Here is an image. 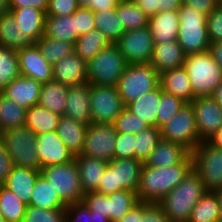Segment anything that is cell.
I'll list each match as a JSON object with an SVG mask.
<instances>
[{"label":"cell","mask_w":222,"mask_h":222,"mask_svg":"<svg viewBox=\"0 0 222 222\" xmlns=\"http://www.w3.org/2000/svg\"><path fill=\"white\" fill-rule=\"evenodd\" d=\"M192 170V157L189 154L180 164L167 167L143 165L137 198L139 202L157 204L174 189Z\"/></svg>","instance_id":"cell-1"},{"label":"cell","mask_w":222,"mask_h":222,"mask_svg":"<svg viewBox=\"0 0 222 222\" xmlns=\"http://www.w3.org/2000/svg\"><path fill=\"white\" fill-rule=\"evenodd\" d=\"M206 192L200 176L192 169L157 205L170 222H188L192 209Z\"/></svg>","instance_id":"cell-2"},{"label":"cell","mask_w":222,"mask_h":222,"mask_svg":"<svg viewBox=\"0 0 222 222\" xmlns=\"http://www.w3.org/2000/svg\"><path fill=\"white\" fill-rule=\"evenodd\" d=\"M184 67L195 97L211 96L222 82V69L209 51L187 54Z\"/></svg>","instance_id":"cell-3"},{"label":"cell","mask_w":222,"mask_h":222,"mask_svg":"<svg viewBox=\"0 0 222 222\" xmlns=\"http://www.w3.org/2000/svg\"><path fill=\"white\" fill-rule=\"evenodd\" d=\"M179 31L177 41L187 54L209 50L210 41L207 32V15L201 14L184 4L178 9Z\"/></svg>","instance_id":"cell-4"},{"label":"cell","mask_w":222,"mask_h":222,"mask_svg":"<svg viewBox=\"0 0 222 222\" xmlns=\"http://www.w3.org/2000/svg\"><path fill=\"white\" fill-rule=\"evenodd\" d=\"M127 65L118 46L111 43L87 62L88 83L117 86Z\"/></svg>","instance_id":"cell-5"},{"label":"cell","mask_w":222,"mask_h":222,"mask_svg":"<svg viewBox=\"0 0 222 222\" xmlns=\"http://www.w3.org/2000/svg\"><path fill=\"white\" fill-rule=\"evenodd\" d=\"M160 74L150 63L128 64L117 84L125 106L159 87Z\"/></svg>","instance_id":"cell-6"},{"label":"cell","mask_w":222,"mask_h":222,"mask_svg":"<svg viewBox=\"0 0 222 222\" xmlns=\"http://www.w3.org/2000/svg\"><path fill=\"white\" fill-rule=\"evenodd\" d=\"M12 163L18 167L39 170L37 136L25 125L0 133Z\"/></svg>","instance_id":"cell-7"},{"label":"cell","mask_w":222,"mask_h":222,"mask_svg":"<svg viewBox=\"0 0 222 222\" xmlns=\"http://www.w3.org/2000/svg\"><path fill=\"white\" fill-rule=\"evenodd\" d=\"M190 155L192 169L200 176L207 192L222 190V149L202 141Z\"/></svg>","instance_id":"cell-8"},{"label":"cell","mask_w":222,"mask_h":222,"mask_svg":"<svg viewBox=\"0 0 222 222\" xmlns=\"http://www.w3.org/2000/svg\"><path fill=\"white\" fill-rule=\"evenodd\" d=\"M40 171L66 205L83 201L85 194L81 189L75 159L62 165L43 167Z\"/></svg>","instance_id":"cell-9"},{"label":"cell","mask_w":222,"mask_h":222,"mask_svg":"<svg viewBox=\"0 0 222 222\" xmlns=\"http://www.w3.org/2000/svg\"><path fill=\"white\" fill-rule=\"evenodd\" d=\"M160 129L162 140L182 144L190 152L201 143L191 103H185L171 121Z\"/></svg>","instance_id":"cell-10"},{"label":"cell","mask_w":222,"mask_h":222,"mask_svg":"<svg viewBox=\"0 0 222 222\" xmlns=\"http://www.w3.org/2000/svg\"><path fill=\"white\" fill-rule=\"evenodd\" d=\"M92 123L113 124L126 107L117 86L90 84Z\"/></svg>","instance_id":"cell-11"},{"label":"cell","mask_w":222,"mask_h":222,"mask_svg":"<svg viewBox=\"0 0 222 222\" xmlns=\"http://www.w3.org/2000/svg\"><path fill=\"white\" fill-rule=\"evenodd\" d=\"M117 141L113 124L90 123L87 126L82 156L111 161Z\"/></svg>","instance_id":"cell-12"},{"label":"cell","mask_w":222,"mask_h":222,"mask_svg":"<svg viewBox=\"0 0 222 222\" xmlns=\"http://www.w3.org/2000/svg\"><path fill=\"white\" fill-rule=\"evenodd\" d=\"M115 44L128 64L150 63L155 45L148 26L125 31Z\"/></svg>","instance_id":"cell-13"},{"label":"cell","mask_w":222,"mask_h":222,"mask_svg":"<svg viewBox=\"0 0 222 222\" xmlns=\"http://www.w3.org/2000/svg\"><path fill=\"white\" fill-rule=\"evenodd\" d=\"M199 140L208 141L222 127V106L212 96H198L191 102Z\"/></svg>","instance_id":"cell-14"},{"label":"cell","mask_w":222,"mask_h":222,"mask_svg":"<svg viewBox=\"0 0 222 222\" xmlns=\"http://www.w3.org/2000/svg\"><path fill=\"white\" fill-rule=\"evenodd\" d=\"M17 57L21 76L41 84L53 81V66L42 56L36 43L17 50Z\"/></svg>","instance_id":"cell-15"},{"label":"cell","mask_w":222,"mask_h":222,"mask_svg":"<svg viewBox=\"0 0 222 222\" xmlns=\"http://www.w3.org/2000/svg\"><path fill=\"white\" fill-rule=\"evenodd\" d=\"M36 136L39 170L46 166L62 165L74 160L75 156L65 146L56 131Z\"/></svg>","instance_id":"cell-16"},{"label":"cell","mask_w":222,"mask_h":222,"mask_svg":"<svg viewBox=\"0 0 222 222\" xmlns=\"http://www.w3.org/2000/svg\"><path fill=\"white\" fill-rule=\"evenodd\" d=\"M53 80L67 86L88 83L87 62L72 52L53 66Z\"/></svg>","instance_id":"cell-17"},{"label":"cell","mask_w":222,"mask_h":222,"mask_svg":"<svg viewBox=\"0 0 222 222\" xmlns=\"http://www.w3.org/2000/svg\"><path fill=\"white\" fill-rule=\"evenodd\" d=\"M64 115L87 126L92 123L90 83L69 86Z\"/></svg>","instance_id":"cell-18"},{"label":"cell","mask_w":222,"mask_h":222,"mask_svg":"<svg viewBox=\"0 0 222 222\" xmlns=\"http://www.w3.org/2000/svg\"><path fill=\"white\" fill-rule=\"evenodd\" d=\"M42 84L35 79L19 76L0 92L19 106L29 109L38 104Z\"/></svg>","instance_id":"cell-19"},{"label":"cell","mask_w":222,"mask_h":222,"mask_svg":"<svg viewBox=\"0 0 222 222\" xmlns=\"http://www.w3.org/2000/svg\"><path fill=\"white\" fill-rule=\"evenodd\" d=\"M159 86L165 93L172 94L185 103H191L195 98L187 70L184 66L161 73Z\"/></svg>","instance_id":"cell-20"},{"label":"cell","mask_w":222,"mask_h":222,"mask_svg":"<svg viewBox=\"0 0 222 222\" xmlns=\"http://www.w3.org/2000/svg\"><path fill=\"white\" fill-rule=\"evenodd\" d=\"M40 174V170L14 165L8 178L2 185L13 191L26 205H29L32 191Z\"/></svg>","instance_id":"cell-21"},{"label":"cell","mask_w":222,"mask_h":222,"mask_svg":"<svg viewBox=\"0 0 222 222\" xmlns=\"http://www.w3.org/2000/svg\"><path fill=\"white\" fill-rule=\"evenodd\" d=\"M186 54L177 40L154 45L150 64L159 74L184 66Z\"/></svg>","instance_id":"cell-22"},{"label":"cell","mask_w":222,"mask_h":222,"mask_svg":"<svg viewBox=\"0 0 222 222\" xmlns=\"http://www.w3.org/2000/svg\"><path fill=\"white\" fill-rule=\"evenodd\" d=\"M179 13L174 11H160L148 18V27L154 44L177 40L179 31Z\"/></svg>","instance_id":"cell-23"},{"label":"cell","mask_w":222,"mask_h":222,"mask_svg":"<svg viewBox=\"0 0 222 222\" xmlns=\"http://www.w3.org/2000/svg\"><path fill=\"white\" fill-rule=\"evenodd\" d=\"M190 151L182 144L161 140L143 165L152 167H167L180 164Z\"/></svg>","instance_id":"cell-24"},{"label":"cell","mask_w":222,"mask_h":222,"mask_svg":"<svg viewBox=\"0 0 222 222\" xmlns=\"http://www.w3.org/2000/svg\"><path fill=\"white\" fill-rule=\"evenodd\" d=\"M87 125L65 115L61 116L56 132L65 146L76 156L83 152Z\"/></svg>","instance_id":"cell-25"},{"label":"cell","mask_w":222,"mask_h":222,"mask_svg":"<svg viewBox=\"0 0 222 222\" xmlns=\"http://www.w3.org/2000/svg\"><path fill=\"white\" fill-rule=\"evenodd\" d=\"M108 164L115 169L116 186L137 193L144 163L138 159H112Z\"/></svg>","instance_id":"cell-26"},{"label":"cell","mask_w":222,"mask_h":222,"mask_svg":"<svg viewBox=\"0 0 222 222\" xmlns=\"http://www.w3.org/2000/svg\"><path fill=\"white\" fill-rule=\"evenodd\" d=\"M74 159L79 170L80 185L84 194L97 191L108 161L82 155H76Z\"/></svg>","instance_id":"cell-27"},{"label":"cell","mask_w":222,"mask_h":222,"mask_svg":"<svg viewBox=\"0 0 222 222\" xmlns=\"http://www.w3.org/2000/svg\"><path fill=\"white\" fill-rule=\"evenodd\" d=\"M35 41L26 33L21 31L12 13L0 15V47L19 50L26 46L34 45Z\"/></svg>","instance_id":"cell-28"},{"label":"cell","mask_w":222,"mask_h":222,"mask_svg":"<svg viewBox=\"0 0 222 222\" xmlns=\"http://www.w3.org/2000/svg\"><path fill=\"white\" fill-rule=\"evenodd\" d=\"M17 27L35 42L44 35L46 14L33 7L10 8Z\"/></svg>","instance_id":"cell-29"},{"label":"cell","mask_w":222,"mask_h":222,"mask_svg":"<svg viewBox=\"0 0 222 222\" xmlns=\"http://www.w3.org/2000/svg\"><path fill=\"white\" fill-rule=\"evenodd\" d=\"M44 36L75 44L78 39L76 30V17L68 16H46Z\"/></svg>","instance_id":"cell-30"},{"label":"cell","mask_w":222,"mask_h":222,"mask_svg":"<svg viewBox=\"0 0 222 222\" xmlns=\"http://www.w3.org/2000/svg\"><path fill=\"white\" fill-rule=\"evenodd\" d=\"M161 87L143 94L126 107L149 126L157 127V111L159 109Z\"/></svg>","instance_id":"cell-31"},{"label":"cell","mask_w":222,"mask_h":222,"mask_svg":"<svg viewBox=\"0 0 222 222\" xmlns=\"http://www.w3.org/2000/svg\"><path fill=\"white\" fill-rule=\"evenodd\" d=\"M61 115L51 112L39 104L26 110L25 126L36 135L56 131Z\"/></svg>","instance_id":"cell-32"},{"label":"cell","mask_w":222,"mask_h":222,"mask_svg":"<svg viewBox=\"0 0 222 222\" xmlns=\"http://www.w3.org/2000/svg\"><path fill=\"white\" fill-rule=\"evenodd\" d=\"M29 206L47 210L66 209L67 207L42 174L36 180Z\"/></svg>","instance_id":"cell-33"},{"label":"cell","mask_w":222,"mask_h":222,"mask_svg":"<svg viewBox=\"0 0 222 222\" xmlns=\"http://www.w3.org/2000/svg\"><path fill=\"white\" fill-rule=\"evenodd\" d=\"M69 86L60 82L50 81L42 84L38 104L51 112L64 115L65 101Z\"/></svg>","instance_id":"cell-34"},{"label":"cell","mask_w":222,"mask_h":222,"mask_svg":"<svg viewBox=\"0 0 222 222\" xmlns=\"http://www.w3.org/2000/svg\"><path fill=\"white\" fill-rule=\"evenodd\" d=\"M111 42L98 29L89 31L78 37L74 44V52L82 59L88 62L103 48L109 46Z\"/></svg>","instance_id":"cell-35"},{"label":"cell","mask_w":222,"mask_h":222,"mask_svg":"<svg viewBox=\"0 0 222 222\" xmlns=\"http://www.w3.org/2000/svg\"><path fill=\"white\" fill-rule=\"evenodd\" d=\"M138 202L137 193L130 190L107 195V218L111 222H118Z\"/></svg>","instance_id":"cell-36"},{"label":"cell","mask_w":222,"mask_h":222,"mask_svg":"<svg viewBox=\"0 0 222 222\" xmlns=\"http://www.w3.org/2000/svg\"><path fill=\"white\" fill-rule=\"evenodd\" d=\"M26 110L0 92V133L25 125Z\"/></svg>","instance_id":"cell-37"},{"label":"cell","mask_w":222,"mask_h":222,"mask_svg":"<svg viewBox=\"0 0 222 222\" xmlns=\"http://www.w3.org/2000/svg\"><path fill=\"white\" fill-rule=\"evenodd\" d=\"M219 215L217 192H206L192 209L188 222H219Z\"/></svg>","instance_id":"cell-38"},{"label":"cell","mask_w":222,"mask_h":222,"mask_svg":"<svg viewBox=\"0 0 222 222\" xmlns=\"http://www.w3.org/2000/svg\"><path fill=\"white\" fill-rule=\"evenodd\" d=\"M95 28L104 34L111 43H116L125 29L116 9L94 12Z\"/></svg>","instance_id":"cell-39"},{"label":"cell","mask_w":222,"mask_h":222,"mask_svg":"<svg viewBox=\"0 0 222 222\" xmlns=\"http://www.w3.org/2000/svg\"><path fill=\"white\" fill-rule=\"evenodd\" d=\"M116 11L125 31L148 26V17L133 0H120Z\"/></svg>","instance_id":"cell-40"},{"label":"cell","mask_w":222,"mask_h":222,"mask_svg":"<svg viewBox=\"0 0 222 222\" xmlns=\"http://www.w3.org/2000/svg\"><path fill=\"white\" fill-rule=\"evenodd\" d=\"M27 205L11 190L0 185V213L6 222H22Z\"/></svg>","instance_id":"cell-41"},{"label":"cell","mask_w":222,"mask_h":222,"mask_svg":"<svg viewBox=\"0 0 222 222\" xmlns=\"http://www.w3.org/2000/svg\"><path fill=\"white\" fill-rule=\"evenodd\" d=\"M35 43L40 49L42 56L52 66L59 62L63 57H66L74 52V44L49 38L44 35Z\"/></svg>","instance_id":"cell-42"},{"label":"cell","mask_w":222,"mask_h":222,"mask_svg":"<svg viewBox=\"0 0 222 222\" xmlns=\"http://www.w3.org/2000/svg\"><path fill=\"white\" fill-rule=\"evenodd\" d=\"M161 140V129L156 126L141 131L136 135L135 159L144 163Z\"/></svg>","instance_id":"cell-43"},{"label":"cell","mask_w":222,"mask_h":222,"mask_svg":"<svg viewBox=\"0 0 222 222\" xmlns=\"http://www.w3.org/2000/svg\"><path fill=\"white\" fill-rule=\"evenodd\" d=\"M19 76L17 51L0 47V91Z\"/></svg>","instance_id":"cell-44"},{"label":"cell","mask_w":222,"mask_h":222,"mask_svg":"<svg viewBox=\"0 0 222 222\" xmlns=\"http://www.w3.org/2000/svg\"><path fill=\"white\" fill-rule=\"evenodd\" d=\"M184 104L185 102L181 99L176 98L172 94L165 93L161 89L159 109L157 111V128H161L171 121Z\"/></svg>","instance_id":"cell-45"},{"label":"cell","mask_w":222,"mask_h":222,"mask_svg":"<svg viewBox=\"0 0 222 222\" xmlns=\"http://www.w3.org/2000/svg\"><path fill=\"white\" fill-rule=\"evenodd\" d=\"M114 128L117 133L139 134L149 127L142 119L138 118L132 111L125 107L120 115L115 119Z\"/></svg>","instance_id":"cell-46"},{"label":"cell","mask_w":222,"mask_h":222,"mask_svg":"<svg viewBox=\"0 0 222 222\" xmlns=\"http://www.w3.org/2000/svg\"><path fill=\"white\" fill-rule=\"evenodd\" d=\"M22 222H66L65 209L47 210L27 205Z\"/></svg>","instance_id":"cell-47"},{"label":"cell","mask_w":222,"mask_h":222,"mask_svg":"<svg viewBox=\"0 0 222 222\" xmlns=\"http://www.w3.org/2000/svg\"><path fill=\"white\" fill-rule=\"evenodd\" d=\"M66 222H109L105 216L94 214L83 202L67 205Z\"/></svg>","instance_id":"cell-48"},{"label":"cell","mask_w":222,"mask_h":222,"mask_svg":"<svg viewBox=\"0 0 222 222\" xmlns=\"http://www.w3.org/2000/svg\"><path fill=\"white\" fill-rule=\"evenodd\" d=\"M136 135L117 133L114 159H135Z\"/></svg>","instance_id":"cell-49"},{"label":"cell","mask_w":222,"mask_h":222,"mask_svg":"<svg viewBox=\"0 0 222 222\" xmlns=\"http://www.w3.org/2000/svg\"><path fill=\"white\" fill-rule=\"evenodd\" d=\"M207 32L210 42L222 41V4H218L207 16Z\"/></svg>","instance_id":"cell-50"},{"label":"cell","mask_w":222,"mask_h":222,"mask_svg":"<svg viewBox=\"0 0 222 222\" xmlns=\"http://www.w3.org/2000/svg\"><path fill=\"white\" fill-rule=\"evenodd\" d=\"M82 202L94 214H99L107 218V195L97 191L87 192Z\"/></svg>","instance_id":"cell-51"},{"label":"cell","mask_w":222,"mask_h":222,"mask_svg":"<svg viewBox=\"0 0 222 222\" xmlns=\"http://www.w3.org/2000/svg\"><path fill=\"white\" fill-rule=\"evenodd\" d=\"M78 8L77 0H49L46 16H68Z\"/></svg>","instance_id":"cell-52"},{"label":"cell","mask_w":222,"mask_h":222,"mask_svg":"<svg viewBox=\"0 0 222 222\" xmlns=\"http://www.w3.org/2000/svg\"><path fill=\"white\" fill-rule=\"evenodd\" d=\"M73 15L76 17L78 37L95 29L94 12L92 10L79 7Z\"/></svg>","instance_id":"cell-53"},{"label":"cell","mask_w":222,"mask_h":222,"mask_svg":"<svg viewBox=\"0 0 222 222\" xmlns=\"http://www.w3.org/2000/svg\"><path fill=\"white\" fill-rule=\"evenodd\" d=\"M121 190L116 186L115 169L108 164L101 176L97 192L109 195Z\"/></svg>","instance_id":"cell-54"},{"label":"cell","mask_w":222,"mask_h":222,"mask_svg":"<svg viewBox=\"0 0 222 222\" xmlns=\"http://www.w3.org/2000/svg\"><path fill=\"white\" fill-rule=\"evenodd\" d=\"M120 0H77L79 7L88 8L93 12L116 9Z\"/></svg>","instance_id":"cell-55"},{"label":"cell","mask_w":222,"mask_h":222,"mask_svg":"<svg viewBox=\"0 0 222 222\" xmlns=\"http://www.w3.org/2000/svg\"><path fill=\"white\" fill-rule=\"evenodd\" d=\"M13 166L12 159L7 153L5 143L0 137V185L8 178Z\"/></svg>","instance_id":"cell-56"},{"label":"cell","mask_w":222,"mask_h":222,"mask_svg":"<svg viewBox=\"0 0 222 222\" xmlns=\"http://www.w3.org/2000/svg\"><path fill=\"white\" fill-rule=\"evenodd\" d=\"M151 203L138 202L133 208L118 222H141L144 212L151 206Z\"/></svg>","instance_id":"cell-57"},{"label":"cell","mask_w":222,"mask_h":222,"mask_svg":"<svg viewBox=\"0 0 222 222\" xmlns=\"http://www.w3.org/2000/svg\"><path fill=\"white\" fill-rule=\"evenodd\" d=\"M182 3L207 16L219 4L217 0H182Z\"/></svg>","instance_id":"cell-58"},{"label":"cell","mask_w":222,"mask_h":222,"mask_svg":"<svg viewBox=\"0 0 222 222\" xmlns=\"http://www.w3.org/2000/svg\"><path fill=\"white\" fill-rule=\"evenodd\" d=\"M10 8L33 7L46 14L49 0H9Z\"/></svg>","instance_id":"cell-59"},{"label":"cell","mask_w":222,"mask_h":222,"mask_svg":"<svg viewBox=\"0 0 222 222\" xmlns=\"http://www.w3.org/2000/svg\"><path fill=\"white\" fill-rule=\"evenodd\" d=\"M141 222H170V221L164 215L163 210L157 204H152L144 212L143 220Z\"/></svg>","instance_id":"cell-60"},{"label":"cell","mask_w":222,"mask_h":222,"mask_svg":"<svg viewBox=\"0 0 222 222\" xmlns=\"http://www.w3.org/2000/svg\"><path fill=\"white\" fill-rule=\"evenodd\" d=\"M137 6L150 18L160 12V0H133Z\"/></svg>","instance_id":"cell-61"},{"label":"cell","mask_w":222,"mask_h":222,"mask_svg":"<svg viewBox=\"0 0 222 222\" xmlns=\"http://www.w3.org/2000/svg\"><path fill=\"white\" fill-rule=\"evenodd\" d=\"M213 59L218 63L222 69V41L221 42H210L209 50Z\"/></svg>","instance_id":"cell-62"},{"label":"cell","mask_w":222,"mask_h":222,"mask_svg":"<svg viewBox=\"0 0 222 222\" xmlns=\"http://www.w3.org/2000/svg\"><path fill=\"white\" fill-rule=\"evenodd\" d=\"M182 4V0H160V11L178 10Z\"/></svg>","instance_id":"cell-63"},{"label":"cell","mask_w":222,"mask_h":222,"mask_svg":"<svg viewBox=\"0 0 222 222\" xmlns=\"http://www.w3.org/2000/svg\"><path fill=\"white\" fill-rule=\"evenodd\" d=\"M207 142L216 148L222 149V127Z\"/></svg>","instance_id":"cell-64"},{"label":"cell","mask_w":222,"mask_h":222,"mask_svg":"<svg viewBox=\"0 0 222 222\" xmlns=\"http://www.w3.org/2000/svg\"><path fill=\"white\" fill-rule=\"evenodd\" d=\"M211 96L222 106V82L215 88Z\"/></svg>","instance_id":"cell-65"},{"label":"cell","mask_w":222,"mask_h":222,"mask_svg":"<svg viewBox=\"0 0 222 222\" xmlns=\"http://www.w3.org/2000/svg\"><path fill=\"white\" fill-rule=\"evenodd\" d=\"M10 11L9 0H0V15Z\"/></svg>","instance_id":"cell-66"},{"label":"cell","mask_w":222,"mask_h":222,"mask_svg":"<svg viewBox=\"0 0 222 222\" xmlns=\"http://www.w3.org/2000/svg\"><path fill=\"white\" fill-rule=\"evenodd\" d=\"M217 196L220 203V215H219V222H222V190L217 191Z\"/></svg>","instance_id":"cell-67"},{"label":"cell","mask_w":222,"mask_h":222,"mask_svg":"<svg viewBox=\"0 0 222 222\" xmlns=\"http://www.w3.org/2000/svg\"><path fill=\"white\" fill-rule=\"evenodd\" d=\"M0 222H6V219L0 213Z\"/></svg>","instance_id":"cell-68"}]
</instances>
